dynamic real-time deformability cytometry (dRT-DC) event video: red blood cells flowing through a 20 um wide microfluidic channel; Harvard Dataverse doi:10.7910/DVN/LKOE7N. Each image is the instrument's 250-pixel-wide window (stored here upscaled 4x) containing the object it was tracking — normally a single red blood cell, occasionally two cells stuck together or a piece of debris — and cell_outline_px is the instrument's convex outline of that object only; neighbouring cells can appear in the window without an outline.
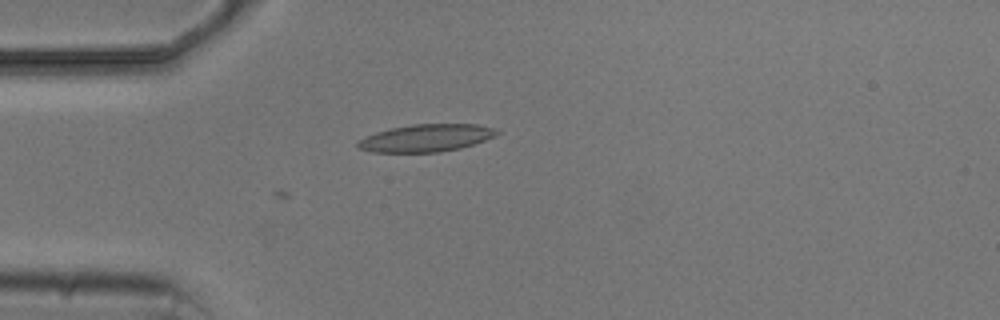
{"species": "common noctule bat (a hibernating species)", "species_latin": "Nyctalus noctula", "temperature_condition": "cold", "stored_images_in_passage": 4, "camera_frame_rate_fps": 3000, "um_per_image_px": 0.085, "animal": {"sex": "male", "body_mass_g": 20.5, "forearm_length_mm": 52.5}, "frame": {"image": 1, "passage_image": 4, "time_ms": 4.667, "image_size_px": [1000, 320], "cell_outline_px": [[500, 132], [496, 136], [460, 148], [440, 152], [372, 152], [356, 148], [356, 144], [364, 136], [376, 132], [392, 128], [412, 124], [476, 124], [492, 128]], "centroid_in_image_um": [36.18, 11.73], "position_along_channel_um": 48.8, "area_um2": 22.14}}